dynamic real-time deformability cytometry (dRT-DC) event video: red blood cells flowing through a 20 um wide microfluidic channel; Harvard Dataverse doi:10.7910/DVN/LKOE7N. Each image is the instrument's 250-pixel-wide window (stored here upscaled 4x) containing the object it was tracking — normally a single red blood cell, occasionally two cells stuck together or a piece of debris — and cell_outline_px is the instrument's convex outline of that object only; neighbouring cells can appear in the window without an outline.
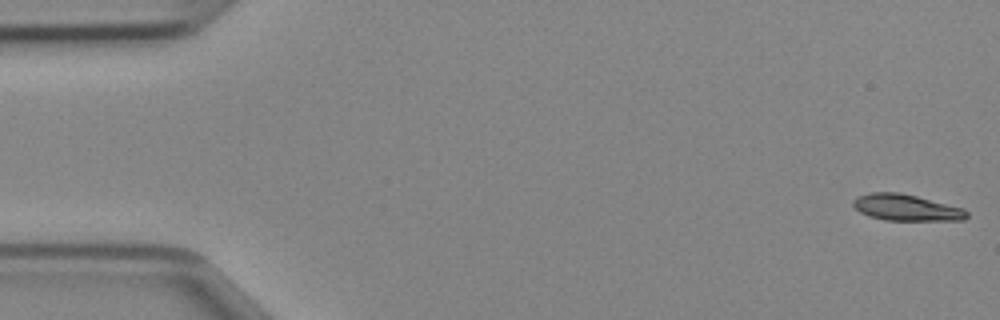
{"species": "Egyptian fruit bat (a non-hibernating species)", "species_latin": "Rousettus aegyptiacus", "temperature_condition": "cold", "stored_images_in_passage": 47, "camera_frame_rate_fps": 3000, "um_per_image_px": 0.085, "animal": {"sex": "female"}, "frame": {"image": 1, "passage_image": 1, "time_ms": 0.0, "image_size_px": [1000, 320], "cell_outline_px": [[968, 216], [964, 220], [884, 220], [868, 216], [860, 212], [852, 204], [852, 200], [860, 196], [872, 192], [900, 192], [964, 208], [968, 212]], "centroid_in_image_um": [77.04, 17.65], "position_along_channel_um": 8.0, "area_um2": 17.4}}
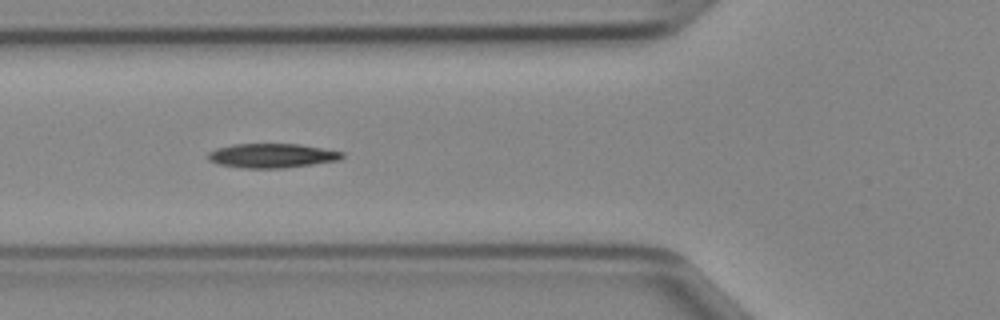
{"frame": {"image": 2, "passage_image": 17, "time_ms": 5.333, "image_size_px": [1000, 320], "cell_outline_px": [[344, 156], [340, 160], [284, 168], [240, 168], [220, 164], [208, 160], [208, 152], [216, 148], [232, 144], [300, 144], [344, 152]], "centroid_in_image_um": [23.11, 13.23], "position_along_channel_um": 102.7, "area_um2": 19.02}}
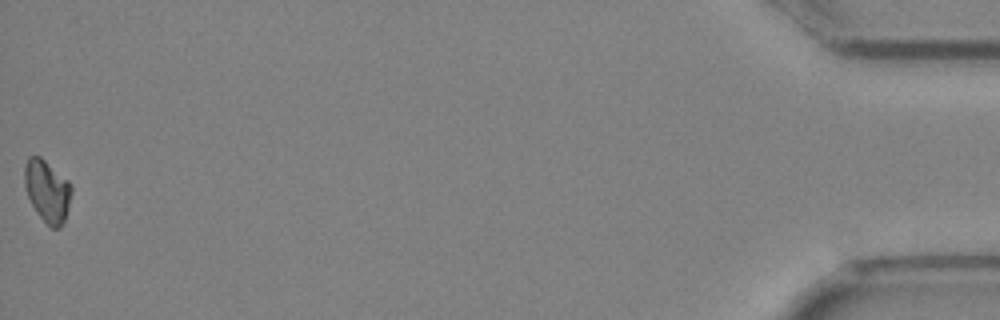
{"frame": {"image": 3, "passage_image": 47, "time_ms": 15.333, "image_size_px": [1000, 320], "cell_outline_px": [[72, 192], [64, 224], [60, 228], [52, 228], [36, 212], [28, 196], [24, 184], [24, 164], [28, 156], [40, 156], [68, 180], [72, 184]], "centroid_in_image_um": [4.02, 16.22], "position_along_channel_um": 431.2, "area_um2": 17.05}}